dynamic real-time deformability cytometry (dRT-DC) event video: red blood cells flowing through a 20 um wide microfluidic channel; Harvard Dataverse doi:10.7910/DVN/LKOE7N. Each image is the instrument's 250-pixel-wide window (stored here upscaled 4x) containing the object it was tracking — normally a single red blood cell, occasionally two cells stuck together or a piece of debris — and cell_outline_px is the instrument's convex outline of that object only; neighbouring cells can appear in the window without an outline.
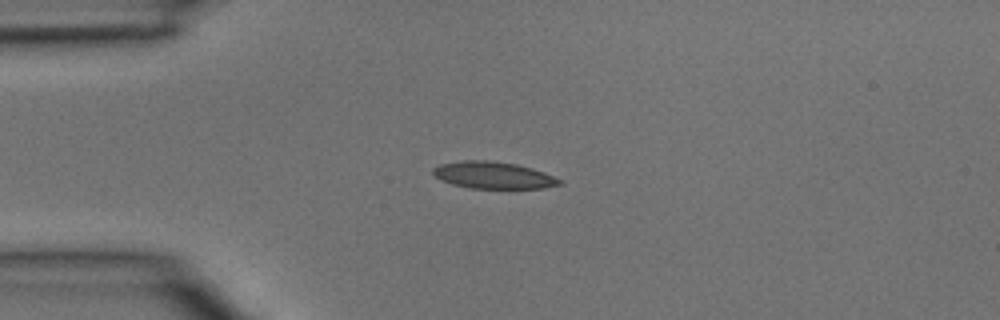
{"species": "common noctule bat (a hibernating species)", "species_latin": "Nyctalus noctula", "temperature_condition": "room temperature", "stored_images_in_passage": 2, "camera_frame_rate_fps": 3000, "um_per_image_px": 0.085, "animal": {"sex": "male", "body_mass_g": 15.6}, "frame": {"image": 1, "passage_image": 1, "time_ms": 0.0, "image_size_px": [1000, 320], "cell_outline_px": [[564, 184], [544, 188], [472, 188], [452, 184], [440, 180], [432, 172], [432, 168], [440, 164], [464, 160], [488, 160], [516, 164], [532, 168], [544, 172], [564, 180]], "centroid_in_image_um": [41.97, 14.89], "position_along_channel_um": 43.0, "area_um2": 19.94}}